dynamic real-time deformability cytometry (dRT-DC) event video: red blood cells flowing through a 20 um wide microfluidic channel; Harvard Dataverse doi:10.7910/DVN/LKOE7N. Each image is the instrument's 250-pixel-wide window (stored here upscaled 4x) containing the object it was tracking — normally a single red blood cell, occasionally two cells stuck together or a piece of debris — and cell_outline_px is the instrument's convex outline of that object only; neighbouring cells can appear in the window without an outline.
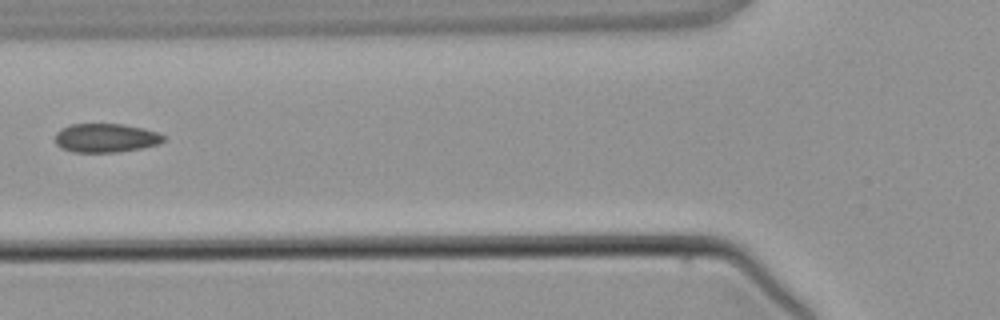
{"species": "common noctule bat (a hibernating species)", "species_latin": "Nyctalus noctula", "temperature_condition": "warm", "stored_images_in_passage": 3, "camera_frame_rate_fps": 3000, "um_per_image_px": 0.085, "animal": {"sex": "male", "body_mass_g": 21.5, "forearm_length_mm": 52.0}, "frame": {"image": 1, "passage_image": 3, "time_ms": 4.333, "image_size_px": [1000, 320], "cell_outline_px": [[164, 140], [156, 144], [140, 148], [116, 152], [72, 152], [60, 148], [56, 144], [56, 132], [60, 128], [72, 124], [124, 124], [144, 128], [156, 132], [164, 136]], "centroid_in_image_um": [8.94, 11.72], "position_along_channel_um": 116.9, "area_um2": 18.15}}